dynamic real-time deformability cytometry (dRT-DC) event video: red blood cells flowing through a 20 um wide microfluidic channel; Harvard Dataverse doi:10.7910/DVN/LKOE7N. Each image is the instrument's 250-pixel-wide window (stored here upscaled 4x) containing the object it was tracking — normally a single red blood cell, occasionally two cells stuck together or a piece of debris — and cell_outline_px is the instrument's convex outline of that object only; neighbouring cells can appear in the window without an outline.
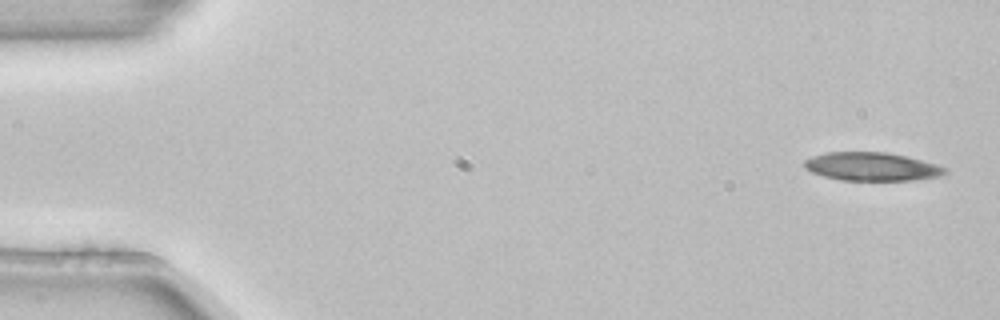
{"species": "common noctule bat (a hibernating species)", "species_latin": "Nyctalus noctula", "temperature_condition": "room temperature", "stored_images_in_passage": 5, "segment_of_instrument_passage": [1, 2], "camera_frame_rate_fps": 3000, "um_per_image_px": 0.085, "animal": {"sex": "female", "body_mass_g": 22.7, "forearm_length_mm": 54.2}, "frame": {"image": 1, "passage_image": 1, "time_ms": 0.0, "image_size_px": [1000, 320], "cell_outline_px": [[948, 172], [940, 176], [916, 180], [840, 180], [824, 176], [812, 172], [804, 164], [804, 160], [812, 156], [828, 152], [888, 152], [936, 164], [948, 168]], "centroid_in_image_um": [74.13, 14.16], "position_along_channel_um": 10.9, "area_um2": 23.12}}
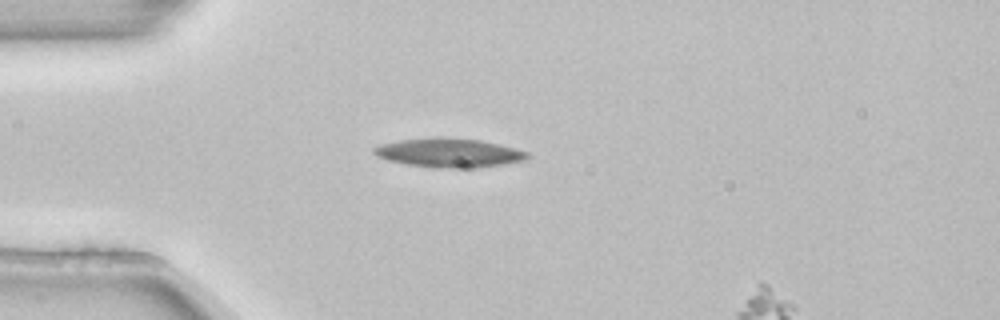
{"frame": {"image": 2, "passage_image": 4, "time_ms": 1.0, "image_size_px": [1000, 320], "cell_outline_px": [[532, 156], [524, 160], [504, 164], [472, 168], [436, 168], [408, 164], [388, 160], [372, 152], [372, 148], [384, 144], [400, 140], [432, 136], [444, 136], [480, 140], [500, 144], [516, 148], [528, 152]], "centroid_in_image_um": [38.22, 12.97], "position_along_channel_um": 46.8, "area_um2": 26.13}}